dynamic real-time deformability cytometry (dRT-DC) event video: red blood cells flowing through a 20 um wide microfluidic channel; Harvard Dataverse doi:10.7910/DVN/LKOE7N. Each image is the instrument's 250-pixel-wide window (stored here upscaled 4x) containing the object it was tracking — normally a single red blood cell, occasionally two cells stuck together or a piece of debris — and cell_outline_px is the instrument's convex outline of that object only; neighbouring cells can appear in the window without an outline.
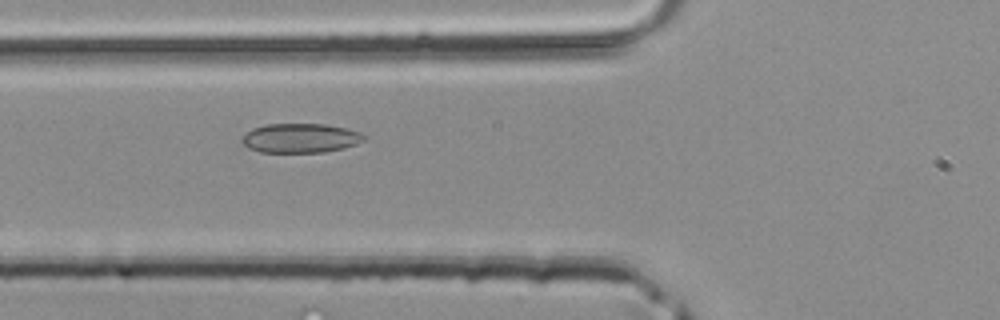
{"species": "common noctule bat (a hibernating species)", "species_latin": "Nyctalus noctula", "temperature_condition": "room temperature", "stored_images_in_passage": 32, "camera_frame_rate_fps": 3000, "um_per_image_px": 0.085, "animal": {"sex": "male", "body_mass_g": 20.4}, "frame": {"image": 1, "passage_image": 4, "time_ms": 1.0, "image_size_px": [1000, 320], "cell_outline_px": [[368, 136], [364, 140], [356, 144], [344, 148], [324, 152], [260, 152], [248, 148], [240, 140], [240, 136], [252, 128], [268, 124], [324, 124], [348, 128], [360, 132]], "centroid_in_image_um": [25.53, 11.73], "position_along_channel_um": 100.3, "area_um2": 21.1}}
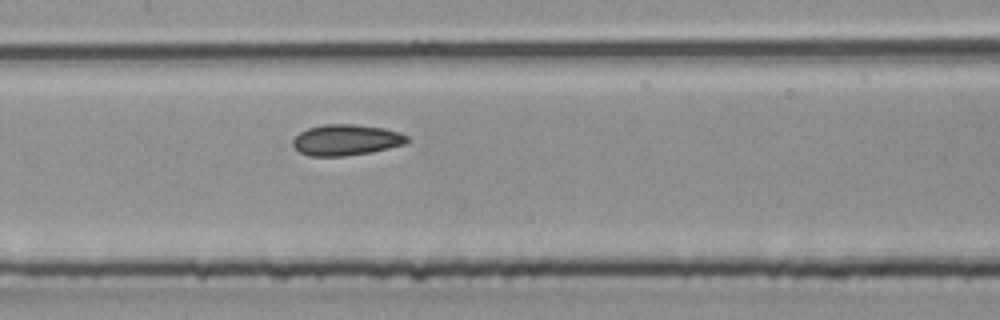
{"frame": {"image": 2, "passage_image": 9, "time_ms": 2.667, "image_size_px": [1000, 320], "cell_outline_px": [[408, 140], [404, 144], [372, 152], [344, 156], [308, 156], [300, 152], [292, 144], [292, 140], [300, 132], [308, 128], [324, 124], [352, 124], [384, 128], [400, 132], [408, 136]], "centroid_in_image_um": [29.41, 11.89], "position_along_channel_um": 178.0, "area_um2": 20.58}}
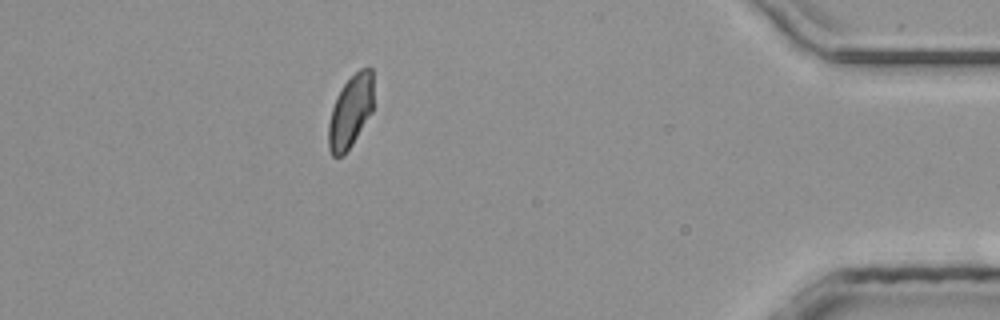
{"frame": {"image": 3, "passage_image": 27, "time_ms": 8.667, "image_size_px": [1000, 320], "cell_outline_px": [[372, 112], [352, 144], [344, 156], [332, 156], [328, 148], [328, 124], [332, 108], [336, 96], [344, 84], [360, 68], [368, 64], [372, 68]], "centroid_in_image_um": [29.78, 9.47], "position_along_channel_um": 405.4, "area_um2": 19.07}}